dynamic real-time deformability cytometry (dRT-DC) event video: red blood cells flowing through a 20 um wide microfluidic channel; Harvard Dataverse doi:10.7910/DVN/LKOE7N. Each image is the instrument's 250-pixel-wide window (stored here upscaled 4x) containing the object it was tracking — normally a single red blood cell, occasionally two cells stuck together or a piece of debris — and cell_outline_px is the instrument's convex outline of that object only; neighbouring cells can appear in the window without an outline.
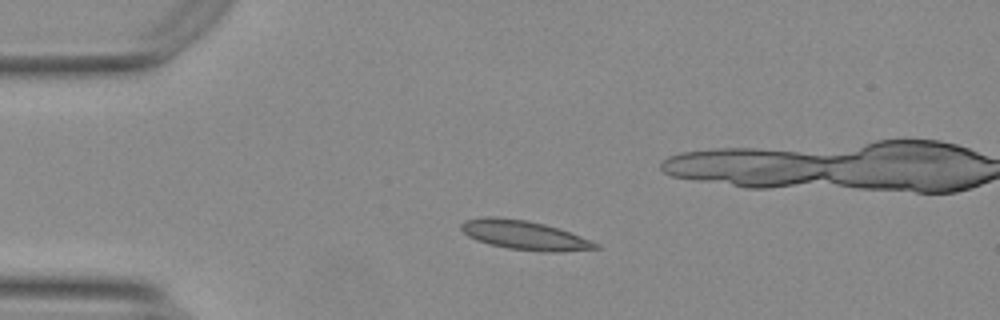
{"species": "Egyptian fruit bat (a non-hibernating species)", "species_latin": "Rousettus aegyptiacus", "temperature_condition": "warm", "stored_images_in_passage": 44, "camera_frame_rate_fps": 3000, "um_per_image_px": 0.085, "animal": {"sex": "female"}, "frame": {"image": 1, "passage_image": 1, "time_ms": 0.0, "image_size_px": [1000, 320], "cell_outline_px": [[600, 248], [560, 252], [544, 252], [508, 248], [488, 244], [476, 240], [468, 236], [460, 228], [460, 224], [464, 220], [484, 216], [500, 216], [528, 220], [544, 224], [580, 236], [600, 244]], "centroid_in_image_um": [44.53, 19.98], "position_along_channel_um": 40.5, "area_um2": 22.95}}
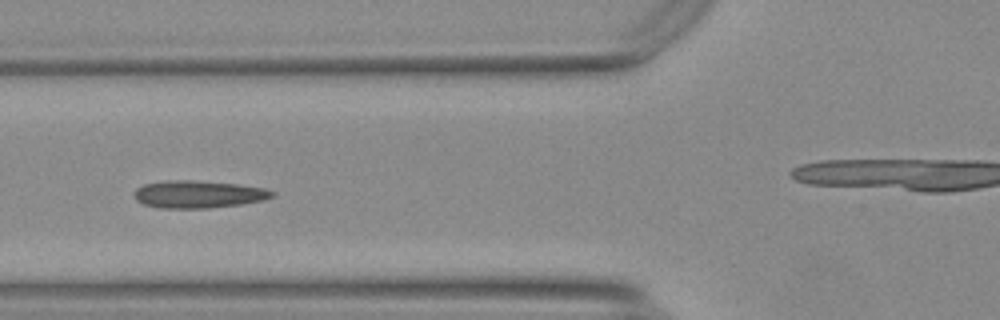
{"frame": {"image": 2, "passage_image": 9, "time_ms": 2.667, "image_size_px": [1000, 320], "cell_outline_px": [[276, 196], [264, 200], [244, 204], [212, 208], [160, 208], [144, 204], [136, 200], [132, 196], [136, 188], [144, 184], [168, 180], [188, 180], [236, 184], [264, 188], [276, 192]], "centroid_in_image_um": [16.87, 16.52], "position_along_channel_um": 108.9, "area_um2": 22.25}}
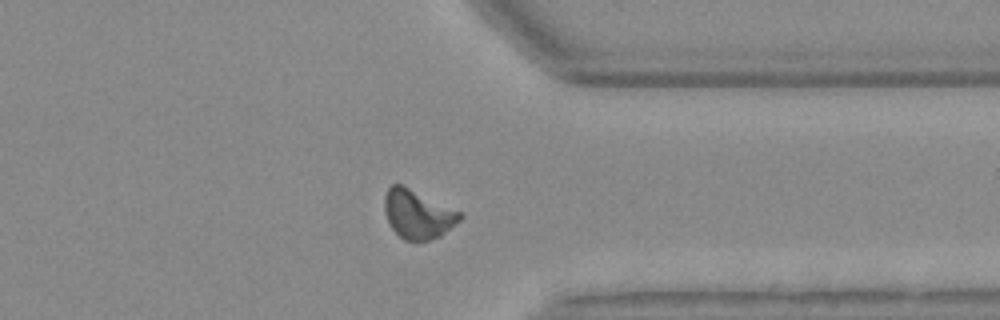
{"frame": {"image": 3, "passage_image": 31, "time_ms": 10.0, "image_size_px": [1000, 320], "cell_outline_px": [[464, 216], [460, 220], [440, 236], [428, 240], [404, 240], [388, 224], [384, 212], [384, 196], [388, 188], [392, 184], [400, 184], [464, 212]], "centroid_in_image_um": [35.52, 18.19], "position_along_channel_um": 375.9, "area_um2": 21.5}, "authors_computed_cell_mechanics": {"area_um2": 20.7791, "velocity_mm_per_s": 3.6983, "shape_relaxation_time_tau1_ms": null, "shape_relaxation_time_tau2_ms": 2.6383, "deformation_change_tau1": null, "deformation_change_tau2": 0.0733}}